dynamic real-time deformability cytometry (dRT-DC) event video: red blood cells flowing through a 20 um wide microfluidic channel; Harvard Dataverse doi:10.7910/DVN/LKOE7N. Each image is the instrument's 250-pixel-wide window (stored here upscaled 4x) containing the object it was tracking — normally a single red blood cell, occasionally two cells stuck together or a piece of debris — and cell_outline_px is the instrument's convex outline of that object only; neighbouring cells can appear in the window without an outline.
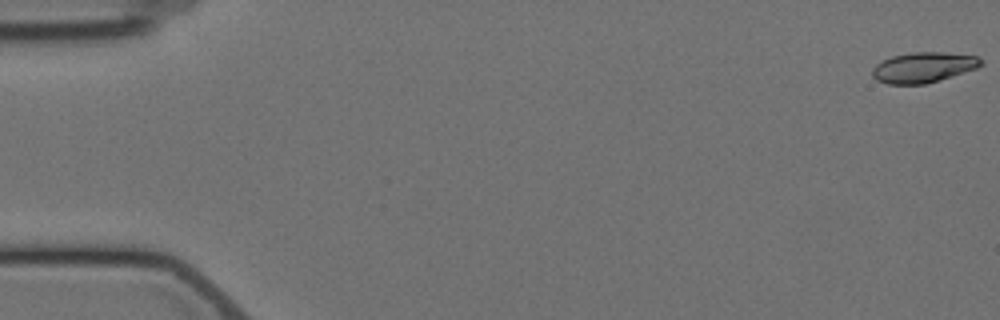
{"species": "Egyptian fruit bat (a non-hibernating species)", "species_latin": "Rousettus aegyptiacus", "temperature_condition": "cold", "stored_images_in_passage": 8, "camera_frame_rate_fps": 3000, "um_per_image_px": 0.085, "animal": {"sex": "female"}, "frame": {"image": 1, "passage_image": 1, "time_ms": 0.0, "image_size_px": [1000, 320], "cell_outline_px": [[984, 64], [976, 68], [924, 84], [888, 84], [876, 80], [872, 76], [872, 68], [880, 60], [892, 56], [912, 52], [944, 52], [976, 56], [984, 60]], "centroid_in_image_um": [78.45, 5.71], "position_along_channel_um": 6.6, "area_um2": 19.19}}
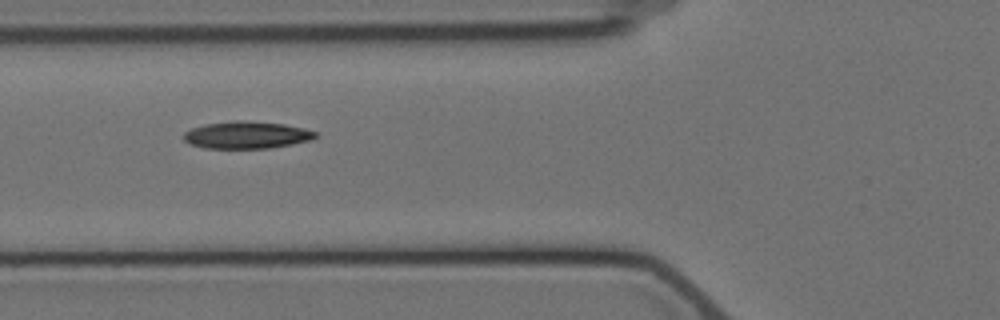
{"frame": {"image": 2, "passage_image": 7, "time_ms": 7.0, "image_size_px": [1000, 320], "cell_outline_px": [[316, 136], [308, 140], [292, 144], [268, 148], [204, 148], [192, 144], [184, 140], [184, 132], [192, 128], [204, 124], [236, 120], [240, 120], [284, 124], [304, 128], [316, 132]], "centroid_in_image_um": [20.94, 11.47], "position_along_channel_um": 104.9, "area_um2": 20.63}}
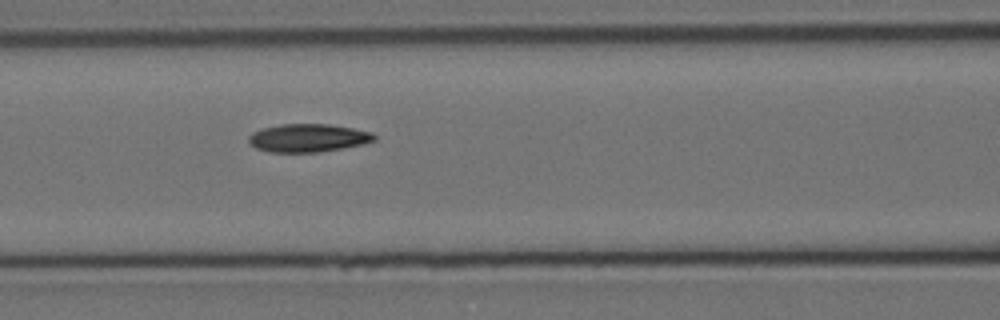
{"frame": {"image": 3, "passage_image": 8, "time_ms": 8.0, "image_size_px": [1000, 320], "cell_outline_px": [[376, 140], [344, 148], [320, 152], [268, 152], [256, 148], [248, 140], [248, 136], [252, 132], [264, 128], [280, 124], [328, 124], [352, 128], [372, 132], [376, 136]], "centroid_in_image_um": [26.18, 11.72], "position_along_channel_um": 140.4, "area_um2": 20.52}}